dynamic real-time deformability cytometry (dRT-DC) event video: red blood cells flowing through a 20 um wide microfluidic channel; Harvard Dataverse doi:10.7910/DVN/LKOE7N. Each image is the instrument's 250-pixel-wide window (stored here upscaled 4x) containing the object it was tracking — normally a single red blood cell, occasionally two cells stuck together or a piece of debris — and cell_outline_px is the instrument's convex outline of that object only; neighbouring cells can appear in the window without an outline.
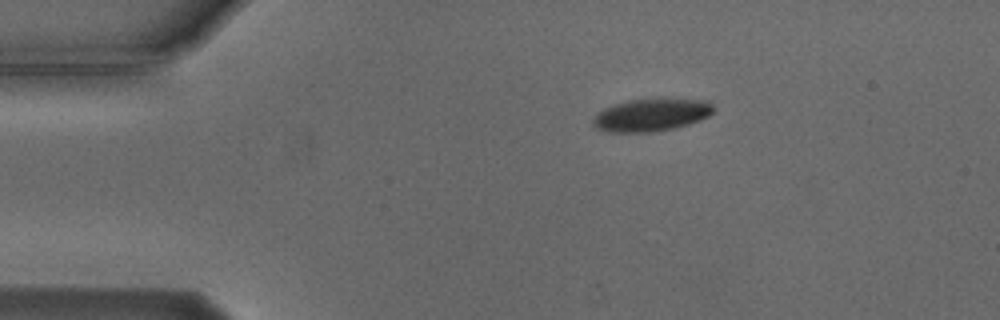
{"species": "Egyptian fruit bat (a non-hibernating species)", "species_latin": "Rousettus aegyptiacus", "temperature_condition": "cold", "stored_images_in_passage": 4, "camera_frame_rate_fps": 3000, "um_per_image_px": 0.085, "animal": {"sex": "male"}, "frame": {"image": 1, "passage_image": 1, "time_ms": 0.0, "image_size_px": [1000, 320], "cell_outline_px": [[712, 112], [708, 116], [700, 120], [688, 124], [672, 128], [648, 132], [608, 132], [596, 128], [592, 124], [592, 120], [604, 108], [628, 100], [648, 96], [660, 96], [708, 100], [712, 104]], "centroid_in_image_um": [55.39, 9.71], "position_along_channel_um": 29.6, "area_um2": 23.52}}
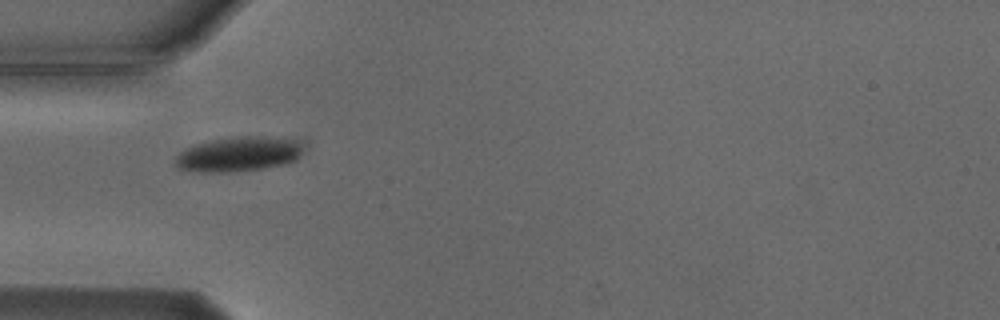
{"frame": {"image": 2, "passage_image": 3, "time_ms": 2.333, "image_size_px": [1000, 320], "cell_outline_px": [[300, 152], [292, 160], [280, 164], [264, 168], [228, 172], [200, 172], [176, 168], [176, 156], [184, 148], [192, 144], [228, 136], [264, 136], [296, 140], [300, 144]], "centroid_in_image_um": [20.16, 13.08], "position_along_channel_um": 64.8, "area_um2": 25.72}}
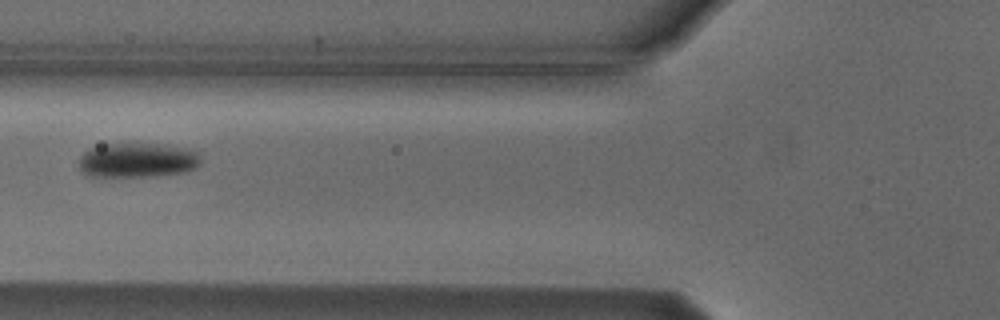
{"frame": {"image": 3, "passage_image": 4, "time_ms": 3.667, "image_size_px": [1000, 320], "cell_outline_px": [[200, 164], [196, 168], [184, 172], [156, 176], [88, 176], [80, 168], [80, 156], [88, 148], [104, 144], [156, 144], [184, 148], [200, 152]], "centroid_in_image_um": [11.7, 13.62], "position_along_channel_um": 114.1, "area_um2": 24.51}}